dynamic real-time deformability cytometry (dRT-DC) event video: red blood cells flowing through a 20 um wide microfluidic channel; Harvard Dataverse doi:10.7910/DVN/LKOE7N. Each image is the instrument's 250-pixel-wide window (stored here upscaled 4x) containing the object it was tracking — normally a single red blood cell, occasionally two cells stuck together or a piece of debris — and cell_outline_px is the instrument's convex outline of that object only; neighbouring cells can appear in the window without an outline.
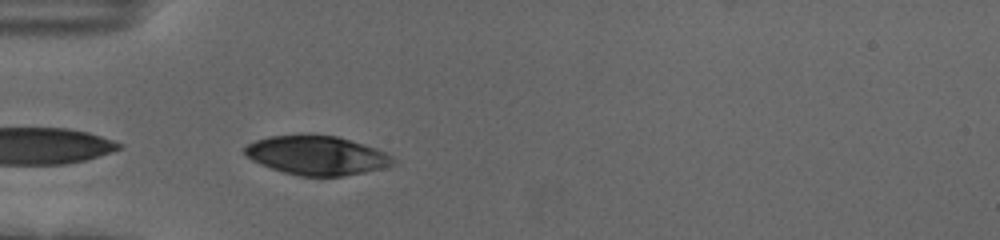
{"species": "human", "species_latin": "Homo sapiens", "temperature_condition": "cold", "stored_images_in_passage": 39, "camera_frame_rate_fps": 3000, "um_per_image_px": 0.085, "donor": {"sex": "female"}, "frame": {"image": 1, "passage_image": 1, "time_ms": 0.0, "image_size_px": [1000, 240], "cell_outline_px": [[396, 160], [392, 164], [384, 168], [344, 176], [300, 176], [284, 172], [260, 164], [252, 160], [244, 152], [244, 148], [248, 144], [256, 140], [268, 136], [336, 136], [376, 148], [392, 156]], "centroid_in_image_um": [26.94, 13.23], "position_along_channel_um": 58.1, "area_um2": 33.18}}
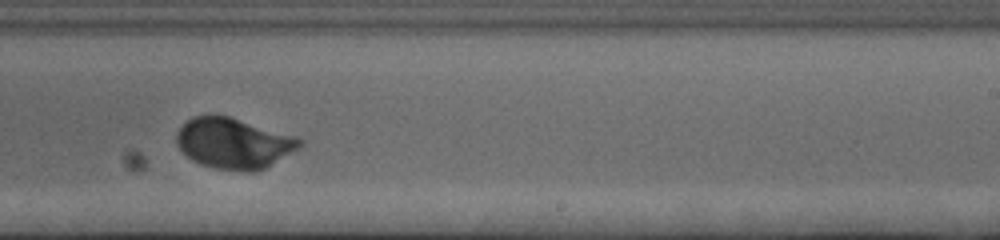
{"frame": {"image": 2, "passage_image": 19, "time_ms": 6.0, "image_size_px": [1000, 240], "cell_outline_px": [[304, 144], [264, 168], [256, 172], [248, 172], [216, 168], [200, 164], [192, 160], [176, 144], [176, 132], [192, 116], [228, 116], [292, 136], [304, 140]], "centroid_in_image_um": [19.82, 12.19], "position_along_channel_um": 269.2, "area_um2": 35.55}}
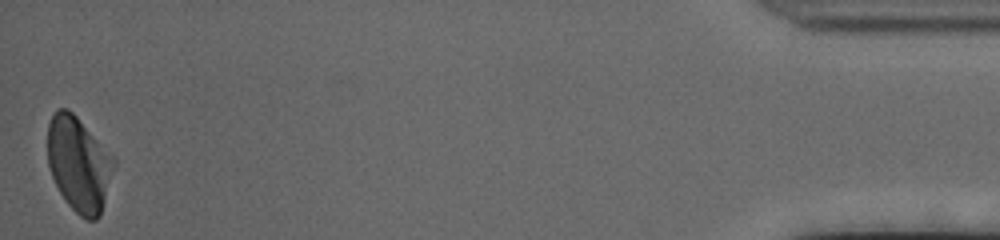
{"frame": {"image": 3, "passage_image": 39, "time_ms": 12.667, "image_size_px": [1000, 240], "cell_outline_px": [[116, 164], [100, 216], [96, 220], [88, 220], [80, 216], [64, 200], [52, 176], [48, 164], [48, 124], [52, 112], [56, 108], [68, 108], [76, 116], [116, 160]], "centroid_in_image_um": [6.69, 13.94], "position_along_channel_um": 428.5, "area_um2": 36.53}, "authors_computed_cell_mechanics": {"area_um2": 35.547, "velocity_mm_per_s": 3.6499, "shape_relaxation_time_tau1_ms": 2.955, "shape_relaxation_time_tau2_ms": null, "deformation_change_tau1": 0.168, "deformation_change_tau2": null}}